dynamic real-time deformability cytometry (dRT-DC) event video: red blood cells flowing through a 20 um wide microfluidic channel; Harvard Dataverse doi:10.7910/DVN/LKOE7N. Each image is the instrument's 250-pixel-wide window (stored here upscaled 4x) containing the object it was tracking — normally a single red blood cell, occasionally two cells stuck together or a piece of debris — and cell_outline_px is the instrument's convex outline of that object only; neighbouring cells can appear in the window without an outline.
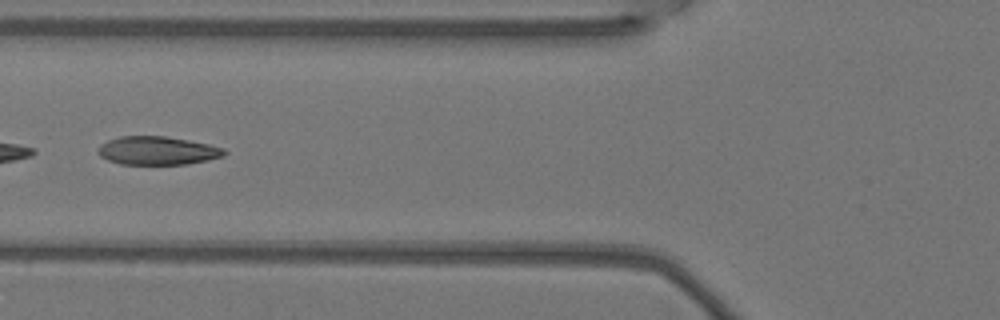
{"species": "Egyptian fruit bat (a non-hibernating species)", "species_latin": "Rousettus aegyptiacus", "temperature_condition": "warm", "stored_images_in_passage": 5, "camera_frame_rate_fps": 3000, "um_per_image_px": 0.085, "animal": {"sex": "female"}, "frame": {"image": 1, "passage_image": 5, "time_ms": 1.333, "image_size_px": [1000, 320], "cell_outline_px": [[228, 152], [224, 156], [208, 160], [188, 164], [120, 164], [108, 160], [100, 156], [100, 144], [108, 140], [120, 136], [164, 136], [188, 140], [208, 144], [224, 148]], "centroid_in_image_um": [13.42, 12.8], "position_along_channel_um": 112.4, "area_um2": 20.81}}